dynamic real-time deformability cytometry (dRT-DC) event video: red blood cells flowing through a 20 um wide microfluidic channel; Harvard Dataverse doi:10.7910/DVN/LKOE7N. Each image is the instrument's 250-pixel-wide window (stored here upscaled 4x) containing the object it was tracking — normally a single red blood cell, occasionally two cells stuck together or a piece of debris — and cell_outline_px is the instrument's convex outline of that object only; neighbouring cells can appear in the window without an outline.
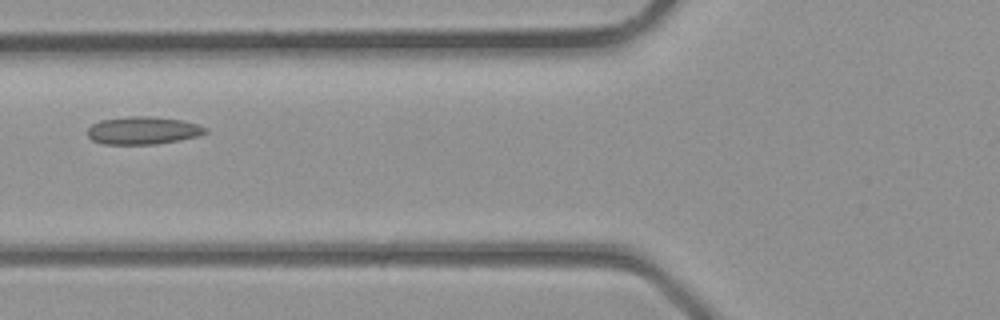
{"species": "common noctule bat (a hibernating species)", "species_latin": "Nyctalus noctula", "temperature_condition": "room temperature", "stored_images_in_passage": 2, "camera_frame_rate_fps": 3000, "um_per_image_px": 0.085, "animal": {"sex": "male", "body_mass_g": 23.1, "forearm_length_mm": 52.7}, "frame": {"image": 1, "passage_image": 2, "time_ms": 0.333, "image_size_px": [1000, 320], "cell_outline_px": [[208, 132], [200, 136], [156, 144], [104, 144], [92, 140], [88, 136], [88, 128], [92, 124], [100, 120], [128, 116], [148, 116], [180, 120], [196, 124], [208, 128]], "centroid_in_image_um": [12.15, 11.09], "position_along_channel_um": 113.6, "area_um2": 19.02}}